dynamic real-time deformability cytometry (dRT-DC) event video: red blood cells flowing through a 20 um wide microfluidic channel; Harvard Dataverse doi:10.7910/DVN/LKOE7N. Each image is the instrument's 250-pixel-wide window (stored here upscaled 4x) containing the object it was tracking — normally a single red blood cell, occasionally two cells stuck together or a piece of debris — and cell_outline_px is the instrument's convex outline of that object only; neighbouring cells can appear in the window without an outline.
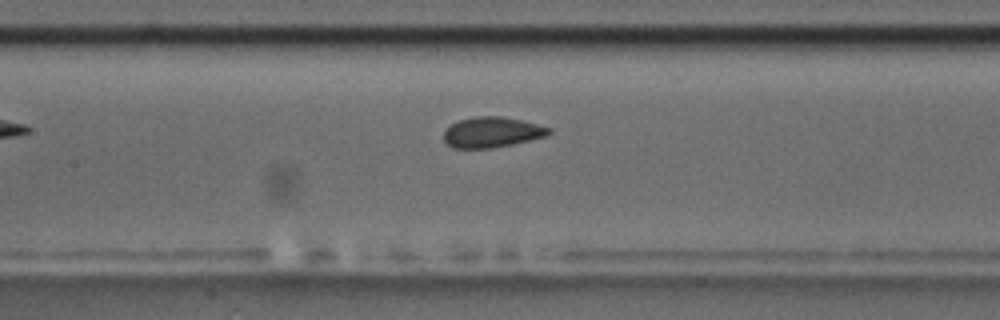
{"species": "common noctule bat (a hibernating species)", "species_latin": "Nyctalus noctula", "temperature_condition": "room temperature", "stored_images_in_passage": 25, "camera_frame_rate_fps": 3000, "um_per_image_px": 0.085, "animal": {"sex": "male", "body_mass_g": 17.5, "forearm_length_mm": 52.3}, "frame": {"image": 1, "passage_image": 9, "time_ms": 2.667, "image_size_px": [1000, 320], "cell_outline_px": [[552, 132], [548, 136], [512, 144], [492, 148], [452, 148], [444, 140], [444, 132], [452, 124], [460, 120], [476, 116], [500, 116], [524, 120], [552, 128]], "centroid_in_image_um": [41.87, 11.24], "position_along_channel_um": 165.5, "area_um2": 18.73}}
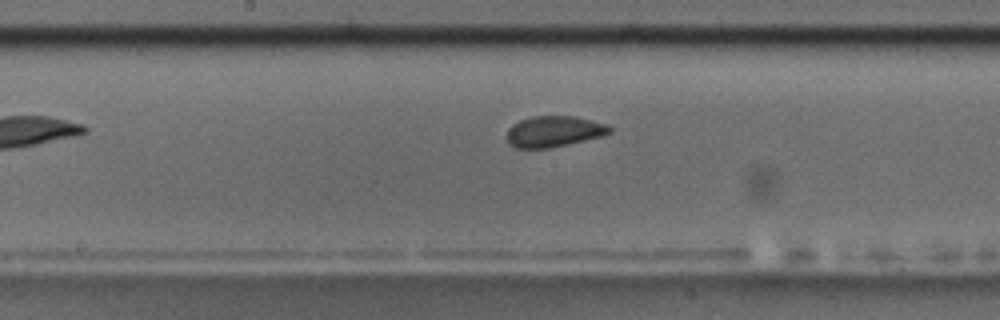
{"frame": {"image": 2, "passage_image": 12, "time_ms": 3.667, "image_size_px": [1000, 320], "cell_outline_px": [[612, 132], [600, 136], [584, 140], [548, 148], [516, 148], [508, 144], [508, 128], [512, 124], [520, 120], [532, 116], [576, 116], [592, 120], [604, 124], [612, 128]], "centroid_in_image_um": [47.05, 11.16], "position_along_channel_um": 201.1, "area_um2": 18.38}}
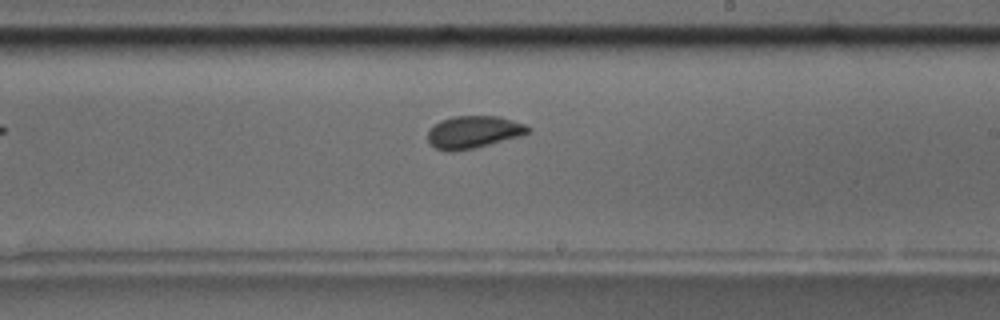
{"frame": {"image": 3, "passage_image": 16, "time_ms": 5.0, "image_size_px": [1000, 320], "cell_outline_px": [[532, 132], [520, 136], [472, 148], [452, 152], [448, 152], [436, 148], [428, 144], [428, 132], [440, 120], [452, 116], [500, 116], [524, 124], [532, 128]], "centroid_in_image_um": [40.25, 11.22], "position_along_channel_um": 248.7, "area_um2": 18.9}}